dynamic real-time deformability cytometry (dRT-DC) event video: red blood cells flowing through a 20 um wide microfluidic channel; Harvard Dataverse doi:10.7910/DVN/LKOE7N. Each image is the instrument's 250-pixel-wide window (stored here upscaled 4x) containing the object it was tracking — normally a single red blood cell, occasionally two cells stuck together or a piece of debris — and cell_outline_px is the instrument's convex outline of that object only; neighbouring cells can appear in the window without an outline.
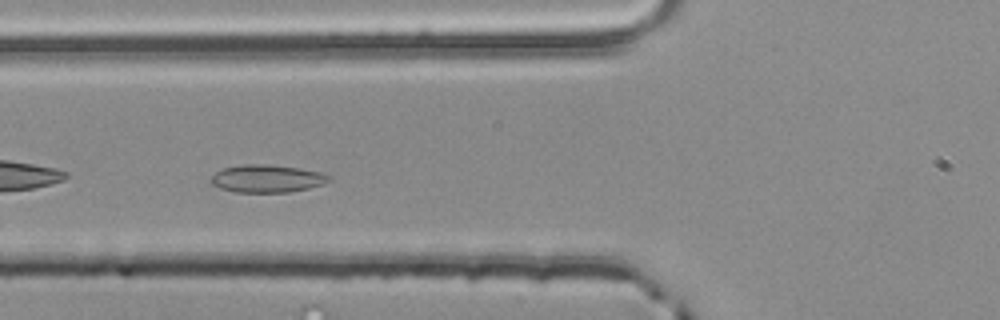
{"species": "common noctule bat (a hibernating species)", "species_latin": "Nyctalus noctula", "temperature_condition": "room temperature", "stored_images_in_passage": 43, "camera_frame_rate_fps": 3000, "um_per_image_px": 0.085, "animal": {"sex": "male", "body_mass_g": 20.4}, "frame": {"image": 1, "passage_image": 9, "time_ms": 2.667, "image_size_px": [1000, 320], "cell_outline_px": [[332, 180], [324, 184], [308, 188], [288, 192], [232, 192], [220, 188], [212, 184], [208, 180], [216, 172], [224, 168], [244, 164], [268, 164], [300, 168], [320, 172], [332, 176]], "centroid_in_image_um": [22.71, 15.18], "position_along_channel_um": 103.1, "area_um2": 19.19}}
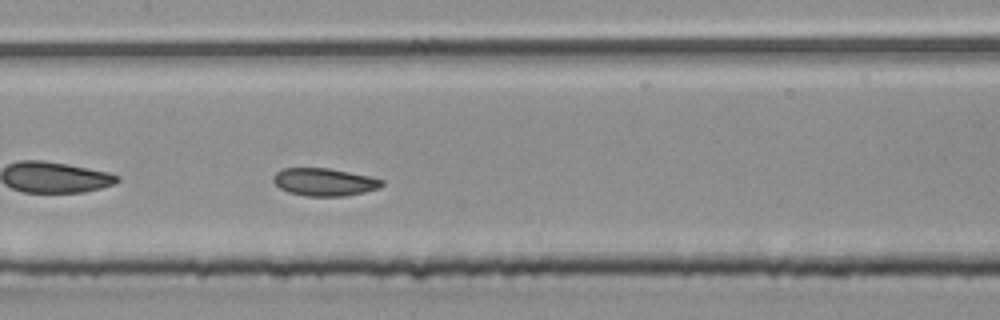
{"frame": {"image": 2, "passage_image": 15, "time_ms": 4.667, "image_size_px": [1000, 320], "cell_outline_px": [[384, 184], [380, 188], [364, 192], [344, 196], [304, 196], [288, 192], [280, 188], [272, 180], [272, 176], [276, 172], [284, 168], [328, 168], [368, 176], [384, 180]], "centroid_in_image_um": [27.55, 15.47], "position_along_channel_um": 179.8, "area_um2": 17.51}}
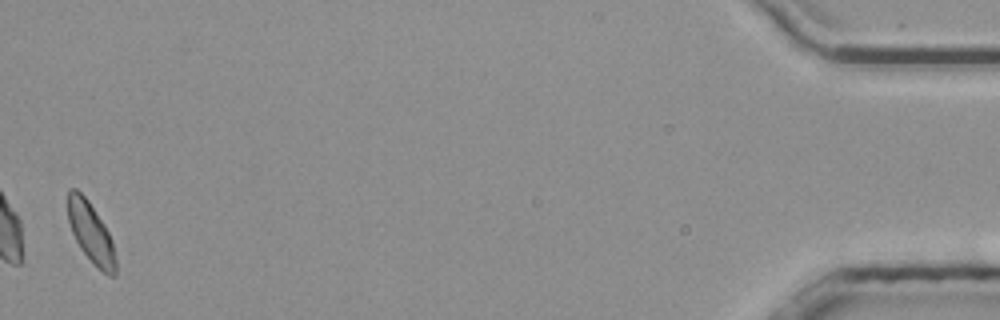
{"frame": {"image": 3, "passage_image": 42, "time_ms": 13.667, "image_size_px": [1000, 320], "cell_outline_px": [[116, 276], [108, 276], [80, 248], [72, 232], [68, 220], [68, 188], [76, 188], [88, 200], [104, 224], [112, 240], [116, 260]], "centroid_in_image_um": [7.73, 19.75], "position_along_channel_um": 427.5, "area_um2": 16.53}, "authors_computed_cell_mechanics": {"area_um2": 17.34, "velocity_mm_per_s": 3.8259, "shape_relaxation_time_tau1_ms": null, "shape_relaxation_time_tau2_ms": 2.6228, "deformation_change_tau1": null, "deformation_change_tau2": 0.078}}